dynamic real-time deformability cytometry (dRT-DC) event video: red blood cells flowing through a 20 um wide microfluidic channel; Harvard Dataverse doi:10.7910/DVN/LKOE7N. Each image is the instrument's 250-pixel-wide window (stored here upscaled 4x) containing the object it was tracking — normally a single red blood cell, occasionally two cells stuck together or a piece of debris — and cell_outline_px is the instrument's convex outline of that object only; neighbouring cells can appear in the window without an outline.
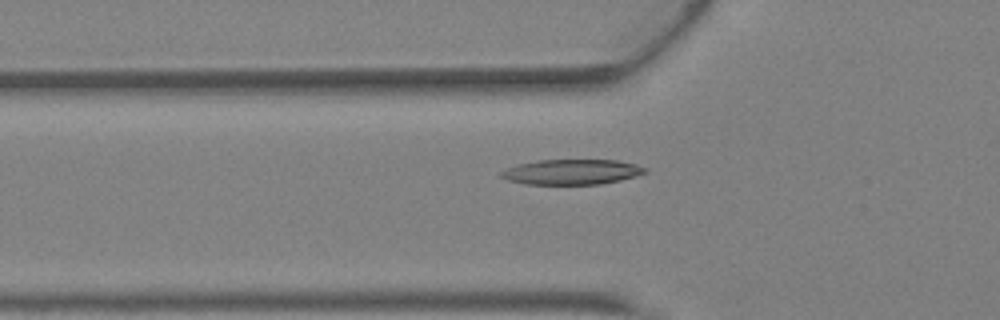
{"species": "Egyptian fruit bat (a non-hibernating species)", "species_latin": "Rousettus aegyptiacus", "temperature_condition": "warm", "stored_images_in_passage": 28, "camera_frame_rate_fps": 3000, "um_per_image_px": 0.085, "animal": {"sex": "female"}, "frame": {"image": 1, "passage_image": 4, "time_ms": 1.0, "image_size_px": [1000, 320], "cell_outline_px": [[648, 172], [636, 176], [620, 180], [600, 184], [524, 184], [508, 180], [500, 176], [500, 172], [508, 168], [520, 164], [540, 160], [616, 160], [636, 164], [648, 168]], "centroid_in_image_um": [48.64, 14.61], "position_along_channel_um": 77.2, "area_um2": 21.04}}
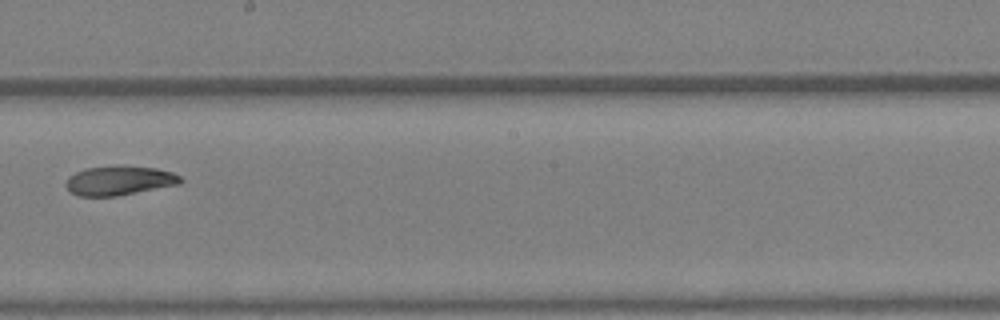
{"frame": {"image": 2, "passage_image": 14, "time_ms": 4.333, "image_size_px": [1000, 320], "cell_outline_px": [[184, 180], [180, 184], [116, 196], [80, 196], [72, 192], [64, 184], [68, 176], [84, 168], [116, 164], [124, 164], [156, 168], [172, 172], [180, 176]], "centroid_in_image_um": [10.14, 15.31], "position_along_channel_um": 238.1, "area_um2": 20.0}}
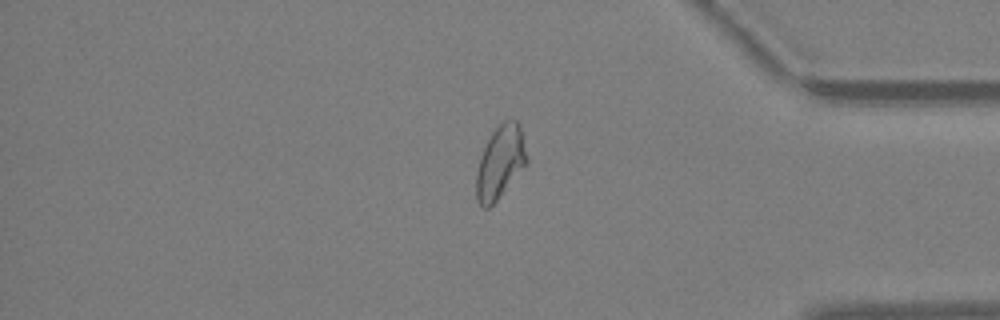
{"frame": {"image": 3, "passage_image": 25, "time_ms": 8.0, "image_size_px": [1000, 320], "cell_outline_px": [[528, 164], [496, 200], [488, 208], [484, 208], [476, 200], [476, 172], [480, 156], [492, 132], [504, 120], [516, 120], [520, 124], [528, 160]], "centroid_in_image_um": [42.53, 13.79], "position_along_channel_um": 392.7, "area_um2": 21.39}}